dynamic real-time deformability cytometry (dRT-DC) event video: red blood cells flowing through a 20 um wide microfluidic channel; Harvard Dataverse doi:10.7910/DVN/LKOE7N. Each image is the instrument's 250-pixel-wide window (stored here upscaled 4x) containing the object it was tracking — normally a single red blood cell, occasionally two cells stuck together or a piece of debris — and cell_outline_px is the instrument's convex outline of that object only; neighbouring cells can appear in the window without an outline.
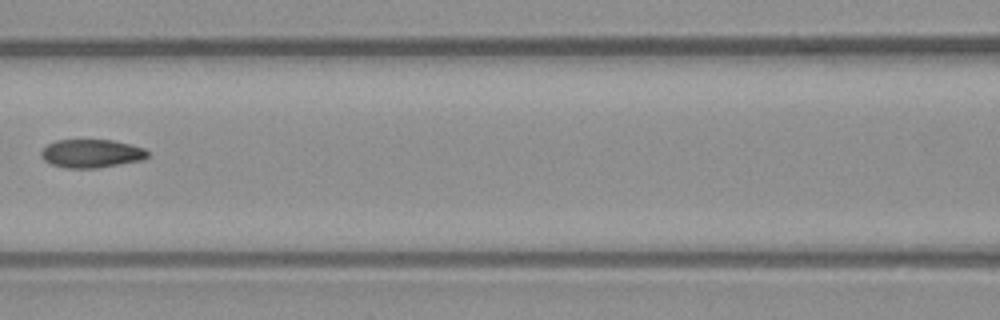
{"species": "common noctule bat (a hibernating species)", "species_latin": "Nyctalus noctula", "temperature_condition": "warm", "stored_images_in_passage": 7, "camera_frame_rate_fps": 3000, "um_per_image_px": 0.085, "animal": {"sex": "male", "body_mass_g": 23.1, "forearm_length_mm": 52.7}, "frame": {"image": 1, "passage_image": 6, "time_ms": 1.667, "image_size_px": [1000, 320], "cell_outline_px": [[148, 156], [144, 160], [96, 168], [64, 168], [52, 164], [44, 160], [40, 156], [40, 152], [48, 144], [56, 140], [112, 140], [132, 144], [144, 148], [148, 152]], "centroid_in_image_um": [7.78, 13.05], "position_along_channel_um": 158.8, "area_um2": 17.69}}
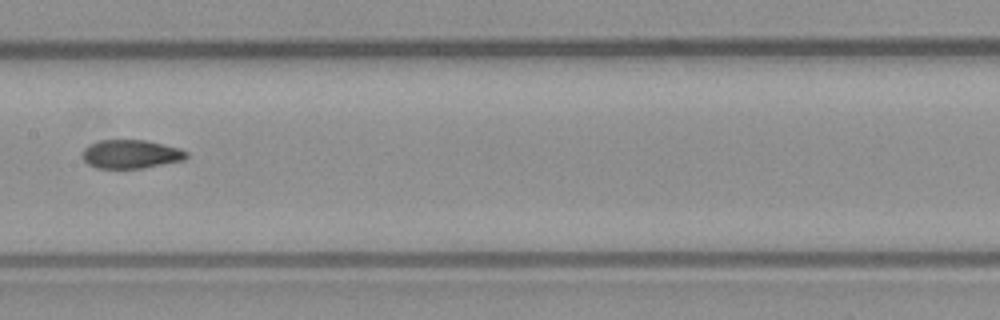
{"frame": {"image": 2, "passage_image": 7, "time_ms": 2.0, "image_size_px": [1000, 320], "cell_outline_px": [[188, 156], [184, 160], [144, 168], [96, 168], [88, 164], [84, 160], [80, 152], [88, 144], [100, 140], [144, 140], [180, 148], [188, 152]], "centroid_in_image_um": [11.1, 13.1], "position_along_channel_um": 196.3, "area_um2": 17.51}}